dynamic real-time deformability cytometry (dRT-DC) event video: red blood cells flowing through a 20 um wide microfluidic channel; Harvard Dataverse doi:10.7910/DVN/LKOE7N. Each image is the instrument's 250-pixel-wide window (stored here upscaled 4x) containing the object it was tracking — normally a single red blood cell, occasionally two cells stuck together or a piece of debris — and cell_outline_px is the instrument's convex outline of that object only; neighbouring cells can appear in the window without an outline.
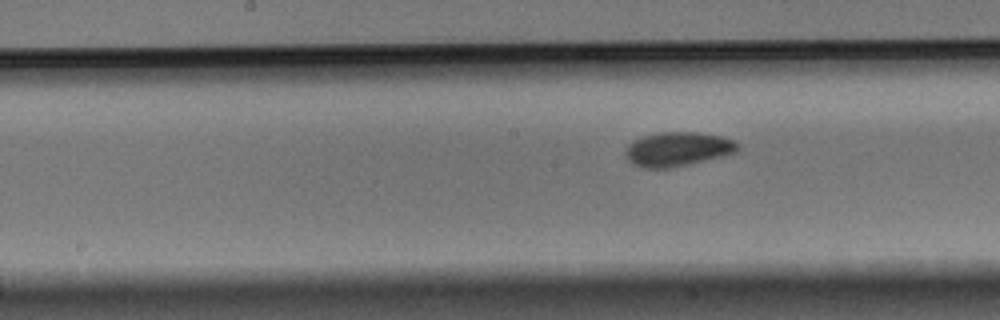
{"species": "Egyptian fruit bat (a non-hibernating species)", "species_latin": "Rousettus aegyptiacus", "temperature_condition": "warm", "stored_images_in_passage": 8, "segment_of_instrument_passage": [2, 2], "camera_frame_rate_fps": 3000, "um_per_image_px": 0.085, "animal": {"sex": "male"}, "frame": {"image": 1, "passage_image": 8, "time_ms": 2.333, "image_size_px": [1000, 320], "cell_outline_px": [[740, 148], [736, 152], [724, 156], [688, 164], [668, 168], [644, 168], [632, 164], [624, 156], [624, 152], [628, 144], [644, 136], [656, 132], [696, 132], [724, 136], [736, 140], [740, 144]], "centroid_in_image_um": [57.63, 12.67], "position_along_channel_um": 190.6, "area_um2": 22.66}}